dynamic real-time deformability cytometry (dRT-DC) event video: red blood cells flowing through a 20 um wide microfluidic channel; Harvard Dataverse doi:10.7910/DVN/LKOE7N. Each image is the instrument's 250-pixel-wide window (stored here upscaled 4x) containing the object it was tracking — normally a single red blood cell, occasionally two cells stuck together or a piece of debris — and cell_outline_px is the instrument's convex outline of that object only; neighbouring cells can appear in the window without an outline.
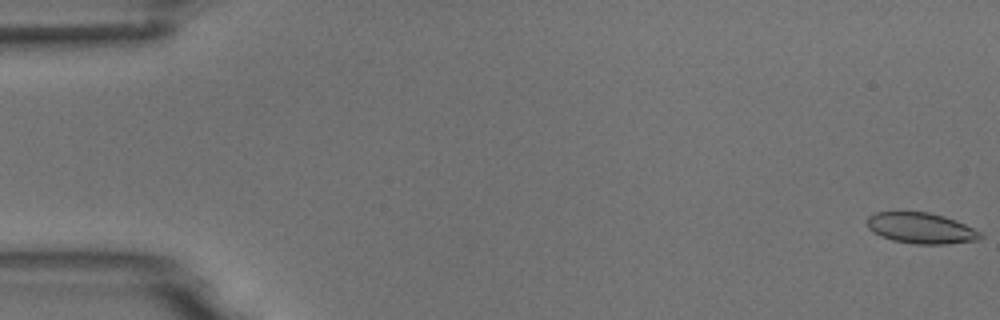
{"species": "common noctule bat (a hibernating species)", "species_latin": "Nyctalus noctula", "temperature_condition": "room temperature", "stored_images_in_passage": 55, "camera_frame_rate_fps": 3000, "um_per_image_px": 0.085, "animal": {"sex": "male", "body_mass_g": 18.8}, "frame": {"image": 1, "passage_image": 1, "time_ms": 0.0, "image_size_px": [1000, 320], "cell_outline_px": [[984, 236], [980, 240], [944, 244], [916, 244], [892, 240], [880, 236], [872, 232], [868, 228], [868, 216], [876, 212], [928, 212], [944, 216], [956, 220], [980, 232]], "centroid_in_image_um": [78.29, 19.4], "position_along_channel_um": 6.7, "area_um2": 20.35}}
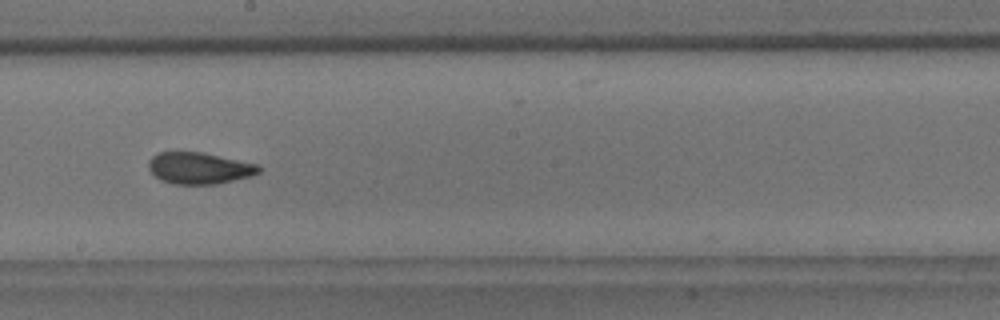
{"frame": {"image": 2, "passage_image": 31, "time_ms": 10.0, "image_size_px": [1000, 320], "cell_outline_px": [[260, 172], [252, 176], [216, 184], [176, 184], [160, 180], [148, 168], [148, 160], [156, 152], [204, 152], [256, 164], [260, 168]], "centroid_in_image_um": [16.91, 14.28], "position_along_channel_um": 231.3, "area_um2": 20.29}}
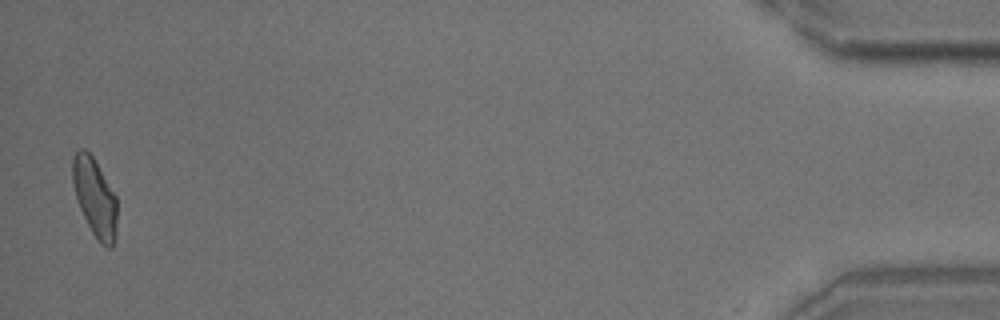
{"frame": {"image": 3, "passage_image": 54, "time_ms": 17.667, "image_size_px": [1000, 320], "cell_outline_px": [[116, 236], [112, 248], [108, 248], [100, 244], [92, 232], [80, 208], [76, 196], [72, 180], [72, 156], [80, 148], [84, 148], [92, 156], [116, 196]], "centroid_in_image_um": [8.06, 16.79], "position_along_channel_um": 427.1, "area_um2": 20.11}, "authors_computed_cell_mechanics": {"area_um2": 20.4034, "velocity_mm_per_s": 3.7235, "shape_relaxation_time_tau1_ms": 5.2646, "shape_relaxation_time_tau2_ms": 1.4988, "deformation_change_tau1": 0.1437, "deformation_change_tau2": 0.0561}}